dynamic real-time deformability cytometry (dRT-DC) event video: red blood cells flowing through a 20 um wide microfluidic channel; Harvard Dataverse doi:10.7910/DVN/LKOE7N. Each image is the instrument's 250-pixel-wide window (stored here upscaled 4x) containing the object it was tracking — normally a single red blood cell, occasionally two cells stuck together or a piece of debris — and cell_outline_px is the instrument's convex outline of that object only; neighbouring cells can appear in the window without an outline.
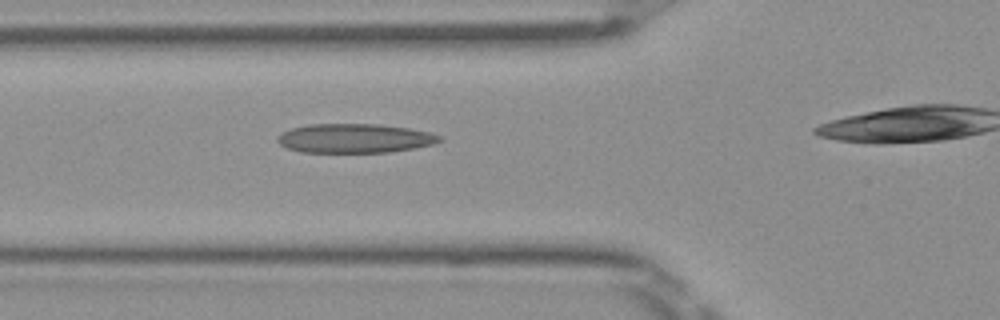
{"species": "Egyptian fruit bat (a non-hibernating species)", "species_latin": "Rousettus aegyptiacus", "temperature_condition": "room temperature", "stored_images_in_passage": 36, "camera_frame_rate_fps": 3000, "um_per_image_px": 0.085, "frame": {"image": 1, "passage_image": 13, "time_ms": 4.0, "image_size_px": [1000, 320], "cell_outline_px": [[444, 140], [432, 144], [412, 148], [388, 152], [300, 152], [288, 148], [280, 144], [276, 140], [276, 136], [280, 132], [292, 128], [308, 124], [380, 124], [408, 128], [428, 132], [440, 136]], "centroid_in_image_um": [30.1, 11.75], "position_along_channel_um": 95.7, "area_um2": 27.51}}
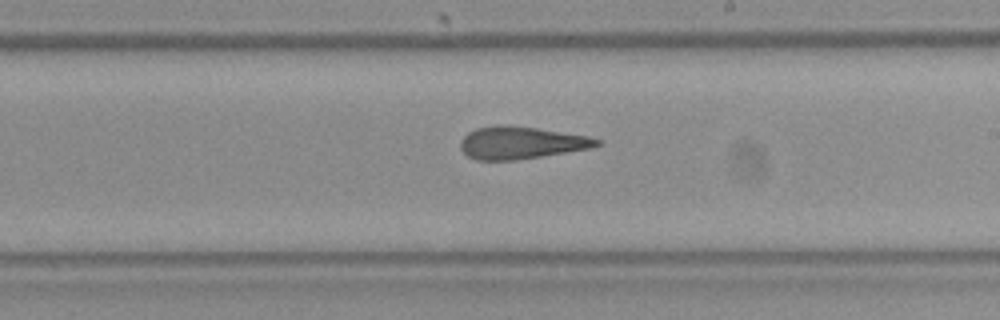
{"frame": {"image": 2, "passage_image": 24, "time_ms": 7.667, "image_size_px": [1000, 320], "cell_outline_px": [[600, 144], [592, 148], [516, 160], [476, 160], [468, 156], [460, 148], [460, 140], [468, 132], [476, 128], [496, 124], [504, 124], [536, 128], [588, 136], [600, 140]], "centroid_in_image_um": [44.25, 12.13], "position_along_channel_um": 244.7, "area_um2": 25.72}}
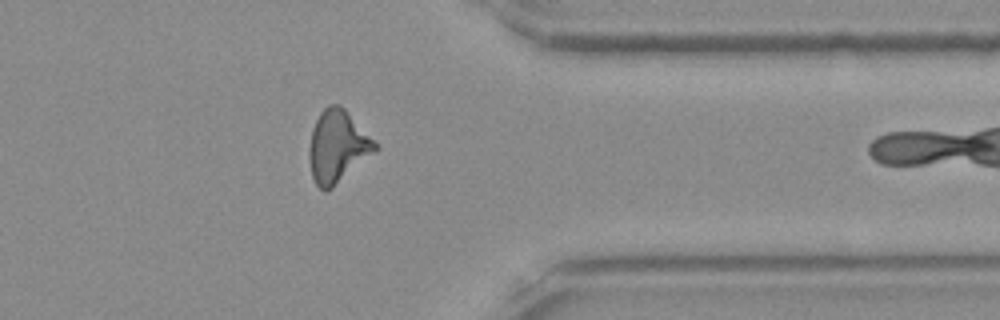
{"frame": {"image": 3, "passage_image": 35, "time_ms": 11.333, "image_size_px": [1000, 320], "cell_outline_px": [[380, 148], [376, 152], [332, 188], [324, 192], [316, 184], [312, 176], [308, 160], [308, 152], [312, 128], [320, 112], [328, 104], [340, 104], [344, 108]], "centroid_in_image_um": [28.66, 12.46], "position_along_channel_um": 382.7, "area_um2": 27.69}}